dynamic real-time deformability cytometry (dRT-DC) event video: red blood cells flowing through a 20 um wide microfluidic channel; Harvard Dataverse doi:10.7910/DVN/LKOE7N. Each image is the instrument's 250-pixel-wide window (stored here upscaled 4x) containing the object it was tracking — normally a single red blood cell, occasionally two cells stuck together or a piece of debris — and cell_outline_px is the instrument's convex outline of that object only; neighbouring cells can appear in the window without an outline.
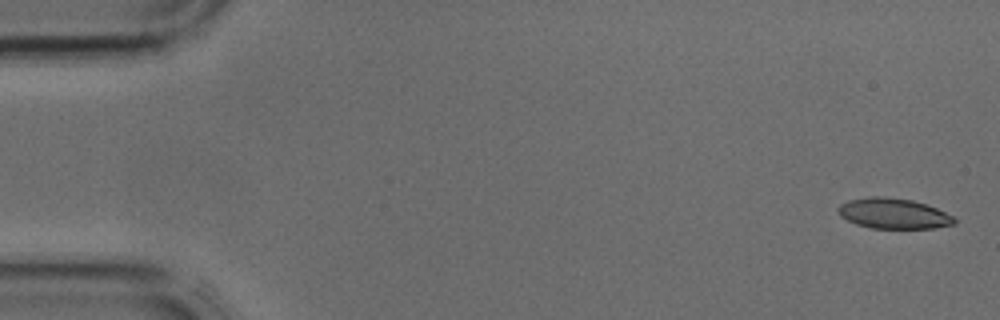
{"species": "common noctule bat (a hibernating species)", "species_latin": "Nyctalus noctula", "temperature_condition": "cold", "stored_images_in_passage": 41, "camera_frame_rate_fps": 3000, "um_per_image_px": 0.085, "animal": {"sex": "male", "body_mass_g": 17.9, "forearm_length_mm": 54.2}, "frame": {"image": 1, "passage_image": 1, "time_ms": 0.0, "image_size_px": [1000, 320], "cell_outline_px": [[956, 224], [932, 228], [872, 228], [856, 224], [840, 216], [836, 208], [840, 204], [848, 200], [868, 196], [884, 196], [912, 200], [936, 208], [952, 216], [956, 220]], "centroid_in_image_um": [75.9, 18.14], "position_along_channel_um": 9.1, "area_um2": 20.58}}
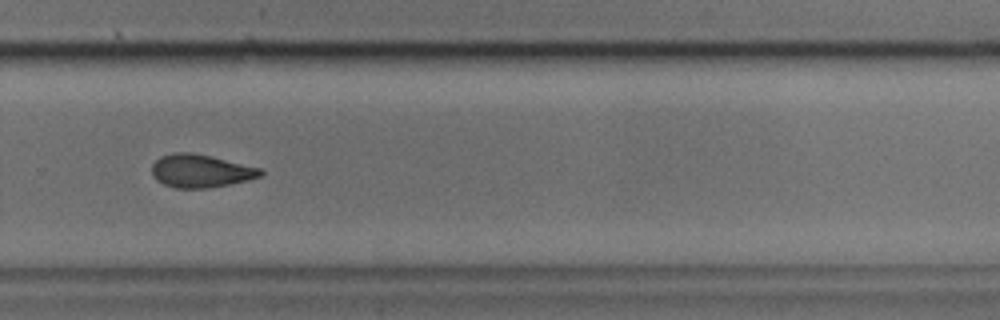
{"frame": {"image": 2, "passage_image": 28, "time_ms": 9.0, "image_size_px": [1000, 320], "cell_outline_px": [[264, 172], [260, 176], [248, 180], [208, 188], [176, 188], [164, 184], [156, 180], [152, 176], [152, 164], [160, 156], [172, 152], [192, 152], [212, 156], [260, 168]], "centroid_in_image_um": [17.02, 14.52], "position_along_channel_um": 312.8, "area_um2": 20.98}}
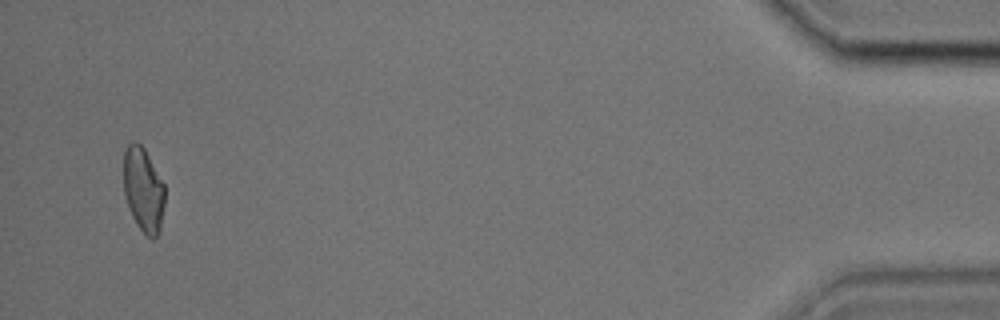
{"frame": {"image": 3, "passage_image": 40, "time_ms": 13.0, "image_size_px": [1000, 320], "cell_outline_px": [[164, 204], [160, 232], [152, 240], [136, 224], [132, 216], [124, 192], [124, 152], [128, 144], [132, 140], [140, 144], [144, 148], [164, 184]], "centroid_in_image_um": [12.19, 16.12], "position_along_channel_um": 423.0, "area_um2": 20.11}}